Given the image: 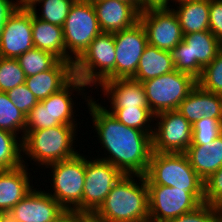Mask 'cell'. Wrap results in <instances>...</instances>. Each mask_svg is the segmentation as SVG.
Masks as SVG:
<instances>
[{
	"label": "cell",
	"mask_w": 222,
	"mask_h": 222,
	"mask_svg": "<svg viewBox=\"0 0 222 222\" xmlns=\"http://www.w3.org/2000/svg\"><path fill=\"white\" fill-rule=\"evenodd\" d=\"M32 190L8 213L17 222H53L65 209L47 191Z\"/></svg>",
	"instance_id": "2e32d148"
},
{
	"label": "cell",
	"mask_w": 222,
	"mask_h": 222,
	"mask_svg": "<svg viewBox=\"0 0 222 222\" xmlns=\"http://www.w3.org/2000/svg\"><path fill=\"white\" fill-rule=\"evenodd\" d=\"M26 115L15 107L6 92H0V129L18 135L23 139Z\"/></svg>",
	"instance_id": "f1b7e54d"
},
{
	"label": "cell",
	"mask_w": 222,
	"mask_h": 222,
	"mask_svg": "<svg viewBox=\"0 0 222 222\" xmlns=\"http://www.w3.org/2000/svg\"><path fill=\"white\" fill-rule=\"evenodd\" d=\"M114 34L101 32L74 62V76L87 86H96L115 79Z\"/></svg>",
	"instance_id": "5b68a950"
},
{
	"label": "cell",
	"mask_w": 222,
	"mask_h": 222,
	"mask_svg": "<svg viewBox=\"0 0 222 222\" xmlns=\"http://www.w3.org/2000/svg\"><path fill=\"white\" fill-rule=\"evenodd\" d=\"M7 22H0V38H1V35H2V33H3V30H4V28H5V24H6Z\"/></svg>",
	"instance_id": "c3c4849f"
},
{
	"label": "cell",
	"mask_w": 222,
	"mask_h": 222,
	"mask_svg": "<svg viewBox=\"0 0 222 222\" xmlns=\"http://www.w3.org/2000/svg\"><path fill=\"white\" fill-rule=\"evenodd\" d=\"M222 48V43L210 32H192L170 51L174 68L198 79Z\"/></svg>",
	"instance_id": "52a82bcc"
},
{
	"label": "cell",
	"mask_w": 222,
	"mask_h": 222,
	"mask_svg": "<svg viewBox=\"0 0 222 222\" xmlns=\"http://www.w3.org/2000/svg\"><path fill=\"white\" fill-rule=\"evenodd\" d=\"M26 77L51 69L60 59L54 54L33 47L17 58Z\"/></svg>",
	"instance_id": "83f0119b"
},
{
	"label": "cell",
	"mask_w": 222,
	"mask_h": 222,
	"mask_svg": "<svg viewBox=\"0 0 222 222\" xmlns=\"http://www.w3.org/2000/svg\"><path fill=\"white\" fill-rule=\"evenodd\" d=\"M75 126L61 124L28 132L22 139L23 154L43 167L76 156L78 152L73 148Z\"/></svg>",
	"instance_id": "277c9868"
},
{
	"label": "cell",
	"mask_w": 222,
	"mask_h": 222,
	"mask_svg": "<svg viewBox=\"0 0 222 222\" xmlns=\"http://www.w3.org/2000/svg\"><path fill=\"white\" fill-rule=\"evenodd\" d=\"M115 79L133 78L140 57L148 45L147 33L140 22L122 31L114 32Z\"/></svg>",
	"instance_id": "4fadbf2b"
},
{
	"label": "cell",
	"mask_w": 222,
	"mask_h": 222,
	"mask_svg": "<svg viewBox=\"0 0 222 222\" xmlns=\"http://www.w3.org/2000/svg\"><path fill=\"white\" fill-rule=\"evenodd\" d=\"M99 86L111 102L110 108H149L142 82L132 78L112 79Z\"/></svg>",
	"instance_id": "ac0fdd59"
},
{
	"label": "cell",
	"mask_w": 222,
	"mask_h": 222,
	"mask_svg": "<svg viewBox=\"0 0 222 222\" xmlns=\"http://www.w3.org/2000/svg\"><path fill=\"white\" fill-rule=\"evenodd\" d=\"M40 0H18L19 8L23 9H31L32 7H36V3Z\"/></svg>",
	"instance_id": "7bdbcfd3"
},
{
	"label": "cell",
	"mask_w": 222,
	"mask_h": 222,
	"mask_svg": "<svg viewBox=\"0 0 222 222\" xmlns=\"http://www.w3.org/2000/svg\"><path fill=\"white\" fill-rule=\"evenodd\" d=\"M177 111L191 125L202 117L218 119L222 122V95L208 92L197 84L180 103Z\"/></svg>",
	"instance_id": "d6986e66"
},
{
	"label": "cell",
	"mask_w": 222,
	"mask_h": 222,
	"mask_svg": "<svg viewBox=\"0 0 222 222\" xmlns=\"http://www.w3.org/2000/svg\"><path fill=\"white\" fill-rule=\"evenodd\" d=\"M85 222H100L96 220L93 216H86Z\"/></svg>",
	"instance_id": "7dc6e473"
},
{
	"label": "cell",
	"mask_w": 222,
	"mask_h": 222,
	"mask_svg": "<svg viewBox=\"0 0 222 222\" xmlns=\"http://www.w3.org/2000/svg\"><path fill=\"white\" fill-rule=\"evenodd\" d=\"M185 155L191 167L205 181L222 167V134L209 144L190 145Z\"/></svg>",
	"instance_id": "603a6c76"
},
{
	"label": "cell",
	"mask_w": 222,
	"mask_h": 222,
	"mask_svg": "<svg viewBox=\"0 0 222 222\" xmlns=\"http://www.w3.org/2000/svg\"><path fill=\"white\" fill-rule=\"evenodd\" d=\"M174 70L170 51L160 50L148 44L140 57L136 74L132 79L143 82Z\"/></svg>",
	"instance_id": "484cf974"
},
{
	"label": "cell",
	"mask_w": 222,
	"mask_h": 222,
	"mask_svg": "<svg viewBox=\"0 0 222 222\" xmlns=\"http://www.w3.org/2000/svg\"><path fill=\"white\" fill-rule=\"evenodd\" d=\"M16 108L26 116L30 110L39 102L34 94L26 87L25 84L16 86L6 92Z\"/></svg>",
	"instance_id": "8d00e7d4"
},
{
	"label": "cell",
	"mask_w": 222,
	"mask_h": 222,
	"mask_svg": "<svg viewBox=\"0 0 222 222\" xmlns=\"http://www.w3.org/2000/svg\"><path fill=\"white\" fill-rule=\"evenodd\" d=\"M88 86L79 78L73 77L63 88L56 93L51 94L48 98L42 100L43 104H49L50 113L52 114V127L58 125H77L75 121V112L72 94L78 91L80 95L85 94L84 88ZM75 90V91H74Z\"/></svg>",
	"instance_id": "7402d4cb"
},
{
	"label": "cell",
	"mask_w": 222,
	"mask_h": 222,
	"mask_svg": "<svg viewBox=\"0 0 222 222\" xmlns=\"http://www.w3.org/2000/svg\"><path fill=\"white\" fill-rule=\"evenodd\" d=\"M217 214H218V222H222V205L216 207Z\"/></svg>",
	"instance_id": "bcb514c9"
},
{
	"label": "cell",
	"mask_w": 222,
	"mask_h": 222,
	"mask_svg": "<svg viewBox=\"0 0 222 222\" xmlns=\"http://www.w3.org/2000/svg\"><path fill=\"white\" fill-rule=\"evenodd\" d=\"M154 120L158 122L153 126V152L185 153L192 143L190 122L177 110L160 112L154 115Z\"/></svg>",
	"instance_id": "30bf717a"
},
{
	"label": "cell",
	"mask_w": 222,
	"mask_h": 222,
	"mask_svg": "<svg viewBox=\"0 0 222 222\" xmlns=\"http://www.w3.org/2000/svg\"><path fill=\"white\" fill-rule=\"evenodd\" d=\"M135 177L139 183L133 179ZM92 216L100 222H149L145 176L123 175Z\"/></svg>",
	"instance_id": "7a4b0ae2"
},
{
	"label": "cell",
	"mask_w": 222,
	"mask_h": 222,
	"mask_svg": "<svg viewBox=\"0 0 222 222\" xmlns=\"http://www.w3.org/2000/svg\"><path fill=\"white\" fill-rule=\"evenodd\" d=\"M150 111L156 115L164 111L177 110L180 103L197 85L192 75L176 69L170 73L143 81Z\"/></svg>",
	"instance_id": "ba28073f"
},
{
	"label": "cell",
	"mask_w": 222,
	"mask_h": 222,
	"mask_svg": "<svg viewBox=\"0 0 222 222\" xmlns=\"http://www.w3.org/2000/svg\"><path fill=\"white\" fill-rule=\"evenodd\" d=\"M89 114L102 147L108 157L99 159L108 161L124 175H145L152 155V134L128 127L118 121L95 99L87 96Z\"/></svg>",
	"instance_id": "6da1fadb"
},
{
	"label": "cell",
	"mask_w": 222,
	"mask_h": 222,
	"mask_svg": "<svg viewBox=\"0 0 222 222\" xmlns=\"http://www.w3.org/2000/svg\"><path fill=\"white\" fill-rule=\"evenodd\" d=\"M101 32L114 33L132 27L139 12L129 3L118 0H91Z\"/></svg>",
	"instance_id": "e0dca14e"
},
{
	"label": "cell",
	"mask_w": 222,
	"mask_h": 222,
	"mask_svg": "<svg viewBox=\"0 0 222 222\" xmlns=\"http://www.w3.org/2000/svg\"><path fill=\"white\" fill-rule=\"evenodd\" d=\"M26 76L17 59L0 57V92L25 83Z\"/></svg>",
	"instance_id": "d6a6232c"
},
{
	"label": "cell",
	"mask_w": 222,
	"mask_h": 222,
	"mask_svg": "<svg viewBox=\"0 0 222 222\" xmlns=\"http://www.w3.org/2000/svg\"><path fill=\"white\" fill-rule=\"evenodd\" d=\"M90 160L86 158L82 197V213L87 216H92L99 209L113 186L124 175L118 168L99 157Z\"/></svg>",
	"instance_id": "8fae6325"
},
{
	"label": "cell",
	"mask_w": 222,
	"mask_h": 222,
	"mask_svg": "<svg viewBox=\"0 0 222 222\" xmlns=\"http://www.w3.org/2000/svg\"><path fill=\"white\" fill-rule=\"evenodd\" d=\"M52 127V114L49 104L39 101L26 116L24 136L30 131H36Z\"/></svg>",
	"instance_id": "e575fe53"
},
{
	"label": "cell",
	"mask_w": 222,
	"mask_h": 222,
	"mask_svg": "<svg viewBox=\"0 0 222 222\" xmlns=\"http://www.w3.org/2000/svg\"><path fill=\"white\" fill-rule=\"evenodd\" d=\"M107 110L124 125L153 134L150 123L152 120L154 122V114L149 108H109Z\"/></svg>",
	"instance_id": "f546056e"
},
{
	"label": "cell",
	"mask_w": 222,
	"mask_h": 222,
	"mask_svg": "<svg viewBox=\"0 0 222 222\" xmlns=\"http://www.w3.org/2000/svg\"><path fill=\"white\" fill-rule=\"evenodd\" d=\"M27 166L0 170V213H8L34 187L30 185Z\"/></svg>",
	"instance_id": "44dd1931"
},
{
	"label": "cell",
	"mask_w": 222,
	"mask_h": 222,
	"mask_svg": "<svg viewBox=\"0 0 222 222\" xmlns=\"http://www.w3.org/2000/svg\"><path fill=\"white\" fill-rule=\"evenodd\" d=\"M32 34L35 48L48 51L74 65L75 61L66 53L63 27L36 18L32 13Z\"/></svg>",
	"instance_id": "cb8c5ba5"
},
{
	"label": "cell",
	"mask_w": 222,
	"mask_h": 222,
	"mask_svg": "<svg viewBox=\"0 0 222 222\" xmlns=\"http://www.w3.org/2000/svg\"><path fill=\"white\" fill-rule=\"evenodd\" d=\"M149 222H167L195 210L202 203L186 189L147 185Z\"/></svg>",
	"instance_id": "7c38bea8"
},
{
	"label": "cell",
	"mask_w": 222,
	"mask_h": 222,
	"mask_svg": "<svg viewBox=\"0 0 222 222\" xmlns=\"http://www.w3.org/2000/svg\"><path fill=\"white\" fill-rule=\"evenodd\" d=\"M100 33L91 0H76L63 25L66 53L76 61Z\"/></svg>",
	"instance_id": "9c48e42d"
},
{
	"label": "cell",
	"mask_w": 222,
	"mask_h": 222,
	"mask_svg": "<svg viewBox=\"0 0 222 222\" xmlns=\"http://www.w3.org/2000/svg\"><path fill=\"white\" fill-rule=\"evenodd\" d=\"M78 153L76 156L54 162L45 168H51L53 173L49 194L65 209L82 213L83 187L85 184L86 158ZM54 191V192H53Z\"/></svg>",
	"instance_id": "8992f818"
},
{
	"label": "cell",
	"mask_w": 222,
	"mask_h": 222,
	"mask_svg": "<svg viewBox=\"0 0 222 222\" xmlns=\"http://www.w3.org/2000/svg\"><path fill=\"white\" fill-rule=\"evenodd\" d=\"M197 84L208 92L222 95V48L215 59L203 68Z\"/></svg>",
	"instance_id": "1f68e13d"
},
{
	"label": "cell",
	"mask_w": 222,
	"mask_h": 222,
	"mask_svg": "<svg viewBox=\"0 0 222 222\" xmlns=\"http://www.w3.org/2000/svg\"><path fill=\"white\" fill-rule=\"evenodd\" d=\"M149 8H169L168 0H140V12Z\"/></svg>",
	"instance_id": "b9f144b4"
},
{
	"label": "cell",
	"mask_w": 222,
	"mask_h": 222,
	"mask_svg": "<svg viewBox=\"0 0 222 222\" xmlns=\"http://www.w3.org/2000/svg\"><path fill=\"white\" fill-rule=\"evenodd\" d=\"M75 1L76 0H40L36 4L39 5L43 3L41 15L37 14L36 7H32L30 10L36 18L63 27L72 4Z\"/></svg>",
	"instance_id": "4dcf8cb0"
},
{
	"label": "cell",
	"mask_w": 222,
	"mask_h": 222,
	"mask_svg": "<svg viewBox=\"0 0 222 222\" xmlns=\"http://www.w3.org/2000/svg\"><path fill=\"white\" fill-rule=\"evenodd\" d=\"M18 9V0H0V22H7Z\"/></svg>",
	"instance_id": "ab89813d"
},
{
	"label": "cell",
	"mask_w": 222,
	"mask_h": 222,
	"mask_svg": "<svg viewBox=\"0 0 222 222\" xmlns=\"http://www.w3.org/2000/svg\"><path fill=\"white\" fill-rule=\"evenodd\" d=\"M86 216L76 210H65L53 222H85Z\"/></svg>",
	"instance_id": "60d3db41"
},
{
	"label": "cell",
	"mask_w": 222,
	"mask_h": 222,
	"mask_svg": "<svg viewBox=\"0 0 222 222\" xmlns=\"http://www.w3.org/2000/svg\"><path fill=\"white\" fill-rule=\"evenodd\" d=\"M73 77V64L59 60L51 69L26 77L24 84L38 101H42L63 88Z\"/></svg>",
	"instance_id": "ffe728a7"
},
{
	"label": "cell",
	"mask_w": 222,
	"mask_h": 222,
	"mask_svg": "<svg viewBox=\"0 0 222 222\" xmlns=\"http://www.w3.org/2000/svg\"><path fill=\"white\" fill-rule=\"evenodd\" d=\"M17 137L16 134L0 129V170H10L26 164L24 155H21L22 139Z\"/></svg>",
	"instance_id": "4316f807"
},
{
	"label": "cell",
	"mask_w": 222,
	"mask_h": 222,
	"mask_svg": "<svg viewBox=\"0 0 222 222\" xmlns=\"http://www.w3.org/2000/svg\"><path fill=\"white\" fill-rule=\"evenodd\" d=\"M192 130L190 145L209 144L222 134V122L218 119L202 117L192 125Z\"/></svg>",
	"instance_id": "836d02e7"
},
{
	"label": "cell",
	"mask_w": 222,
	"mask_h": 222,
	"mask_svg": "<svg viewBox=\"0 0 222 222\" xmlns=\"http://www.w3.org/2000/svg\"><path fill=\"white\" fill-rule=\"evenodd\" d=\"M167 222H218L216 207L202 203L195 210L182 214Z\"/></svg>",
	"instance_id": "74e56055"
},
{
	"label": "cell",
	"mask_w": 222,
	"mask_h": 222,
	"mask_svg": "<svg viewBox=\"0 0 222 222\" xmlns=\"http://www.w3.org/2000/svg\"><path fill=\"white\" fill-rule=\"evenodd\" d=\"M131 4L140 13V0H118Z\"/></svg>",
	"instance_id": "f6af8a7d"
},
{
	"label": "cell",
	"mask_w": 222,
	"mask_h": 222,
	"mask_svg": "<svg viewBox=\"0 0 222 222\" xmlns=\"http://www.w3.org/2000/svg\"><path fill=\"white\" fill-rule=\"evenodd\" d=\"M144 176L147 185L186 189L204 203V181L191 167L185 153L152 152Z\"/></svg>",
	"instance_id": "3957f363"
},
{
	"label": "cell",
	"mask_w": 222,
	"mask_h": 222,
	"mask_svg": "<svg viewBox=\"0 0 222 222\" xmlns=\"http://www.w3.org/2000/svg\"><path fill=\"white\" fill-rule=\"evenodd\" d=\"M169 1L175 2V6H176V3L181 2V1H185V0H173V1L172 0H168V5L170 7L171 5H170Z\"/></svg>",
	"instance_id": "681fc988"
},
{
	"label": "cell",
	"mask_w": 222,
	"mask_h": 222,
	"mask_svg": "<svg viewBox=\"0 0 222 222\" xmlns=\"http://www.w3.org/2000/svg\"><path fill=\"white\" fill-rule=\"evenodd\" d=\"M33 47L32 12L19 8L5 24L0 38V57L17 59Z\"/></svg>",
	"instance_id": "9a60e30c"
},
{
	"label": "cell",
	"mask_w": 222,
	"mask_h": 222,
	"mask_svg": "<svg viewBox=\"0 0 222 222\" xmlns=\"http://www.w3.org/2000/svg\"><path fill=\"white\" fill-rule=\"evenodd\" d=\"M148 44L160 50L171 51L182 40L183 33L178 18L171 8H149L140 12Z\"/></svg>",
	"instance_id": "5bb4252c"
},
{
	"label": "cell",
	"mask_w": 222,
	"mask_h": 222,
	"mask_svg": "<svg viewBox=\"0 0 222 222\" xmlns=\"http://www.w3.org/2000/svg\"><path fill=\"white\" fill-rule=\"evenodd\" d=\"M0 222H17L9 213H0Z\"/></svg>",
	"instance_id": "ee69618b"
},
{
	"label": "cell",
	"mask_w": 222,
	"mask_h": 222,
	"mask_svg": "<svg viewBox=\"0 0 222 222\" xmlns=\"http://www.w3.org/2000/svg\"><path fill=\"white\" fill-rule=\"evenodd\" d=\"M204 203L222 205V167L204 181Z\"/></svg>",
	"instance_id": "d590c367"
},
{
	"label": "cell",
	"mask_w": 222,
	"mask_h": 222,
	"mask_svg": "<svg viewBox=\"0 0 222 222\" xmlns=\"http://www.w3.org/2000/svg\"><path fill=\"white\" fill-rule=\"evenodd\" d=\"M176 14L183 35L192 32L210 31L209 10L210 0H185L178 2Z\"/></svg>",
	"instance_id": "d4e9b609"
},
{
	"label": "cell",
	"mask_w": 222,
	"mask_h": 222,
	"mask_svg": "<svg viewBox=\"0 0 222 222\" xmlns=\"http://www.w3.org/2000/svg\"><path fill=\"white\" fill-rule=\"evenodd\" d=\"M210 32L222 43V0H210Z\"/></svg>",
	"instance_id": "f35d334b"
}]
</instances>
